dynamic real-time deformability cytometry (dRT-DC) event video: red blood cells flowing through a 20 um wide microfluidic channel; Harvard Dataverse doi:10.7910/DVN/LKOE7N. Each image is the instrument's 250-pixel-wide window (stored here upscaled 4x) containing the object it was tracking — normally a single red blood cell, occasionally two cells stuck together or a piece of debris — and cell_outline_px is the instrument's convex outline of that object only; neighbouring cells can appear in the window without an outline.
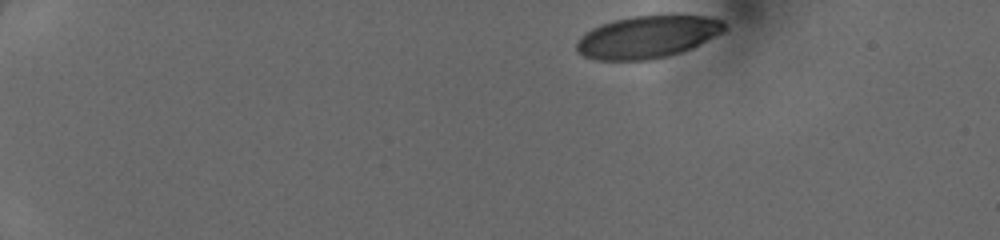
{"species": "human", "species_latin": "Homo sapiens", "temperature_condition": "cold", "stored_images_in_passage": 41, "camera_frame_rate_fps": 3000, "um_per_image_px": 0.085, "donor": {"sex": "female"}, "frame": {"image": 1, "passage_image": 1, "time_ms": 0.0, "image_size_px": [1000, 240], "cell_outline_px": [[728, 28], [724, 32], [692, 48], [668, 56], [648, 60], [596, 60], [584, 56], [576, 48], [576, 44], [580, 36], [584, 32], [600, 24], [612, 20], [632, 16], [672, 12], [676, 12], [704, 16], [720, 20]], "centroid_in_image_um": [55.07, 3.09], "position_along_channel_um": 29.9, "area_um2": 37.51}}
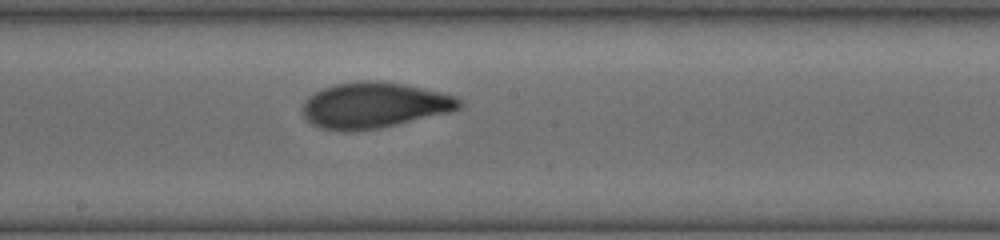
{"frame": {"image": 2, "passage_image": 22, "time_ms": 7.0, "image_size_px": [1000, 240], "cell_outline_px": [[464, 104], [460, 108], [448, 112], [380, 128], [348, 132], [344, 132], [320, 128], [304, 120], [300, 112], [300, 108], [304, 100], [308, 96], [324, 88], [336, 84], [368, 80], [376, 80], [404, 84], [440, 92], [456, 96], [464, 100]], "centroid_in_image_um": [31.75, 8.96], "position_along_channel_um": 216.4, "area_um2": 42.14}}
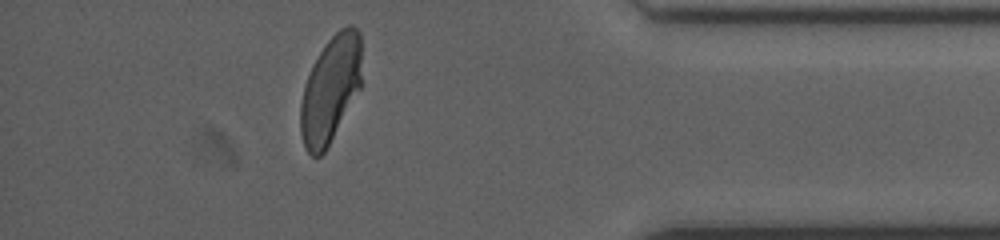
{"frame": {"image": 3, "passage_image": 37, "time_ms": 12.0, "image_size_px": [1000, 240], "cell_outline_px": [[360, 88], [324, 152], [320, 156], [312, 156], [308, 152], [304, 144], [300, 132], [300, 104], [304, 88], [312, 64], [328, 40], [340, 28], [348, 24], [352, 24], [360, 32]], "centroid_in_image_um": [28.07, 7.57], "position_along_channel_um": 407.1, "area_um2": 37.45}}